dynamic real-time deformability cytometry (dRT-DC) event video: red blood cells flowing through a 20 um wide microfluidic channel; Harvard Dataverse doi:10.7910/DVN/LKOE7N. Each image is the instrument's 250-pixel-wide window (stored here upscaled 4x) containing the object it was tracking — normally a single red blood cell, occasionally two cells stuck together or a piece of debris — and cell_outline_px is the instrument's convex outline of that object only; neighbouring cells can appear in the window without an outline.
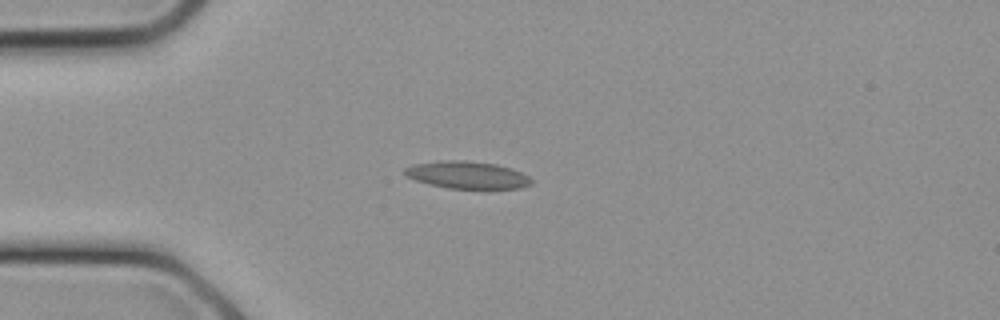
{"species": "common noctule bat (a hibernating species)", "species_latin": "Nyctalus noctula", "temperature_condition": "cold", "stored_images_in_passage": 6, "camera_frame_rate_fps": 3000, "um_per_image_px": 0.085, "animal": {"sex": "female", "body_mass_g": 21.9}, "frame": {"image": 1, "passage_image": 5, "time_ms": 1.333, "image_size_px": [1000, 320], "cell_outline_px": [[532, 184], [520, 188], [448, 188], [428, 184], [404, 176], [404, 168], [412, 164], [440, 160], [464, 160], [496, 164], [512, 168], [528, 176], [532, 180]], "centroid_in_image_um": [39.67, 14.86], "position_along_channel_um": 45.3, "area_um2": 20.23}}